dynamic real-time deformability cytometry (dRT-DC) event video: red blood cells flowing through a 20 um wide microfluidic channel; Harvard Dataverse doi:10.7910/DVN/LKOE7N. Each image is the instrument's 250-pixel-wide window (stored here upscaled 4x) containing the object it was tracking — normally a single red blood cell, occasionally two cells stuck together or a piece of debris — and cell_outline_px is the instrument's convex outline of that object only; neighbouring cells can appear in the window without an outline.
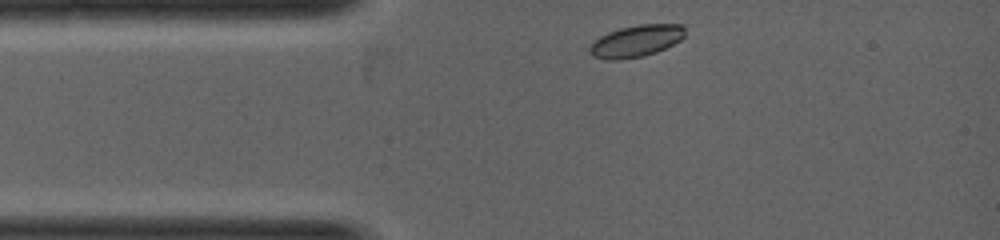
{"species": "common noctule bat (a hibernating species)", "species_latin": "Nyctalus noctula", "temperature_condition": "warm", "stored_images_in_passage": 25, "camera_frame_rate_fps": 5000, "um_per_image_px": 0.085, "animal": {"sex": "female", "body_mass_g": 19.0, "forearm_length_mm": 53.3}, "frame": {"image": 1, "passage_image": 1, "time_ms": 0.0, "image_size_px": [1000, 240], "cell_outline_px": [[684, 36], [680, 40], [656, 52], [644, 56], [620, 60], [608, 60], [592, 56], [588, 52], [588, 48], [592, 40], [608, 32], [620, 28], [636, 24], [684, 24]], "centroid_in_image_um": [54.01, 3.49], "position_along_channel_um": 31.0, "area_um2": 17.92}}
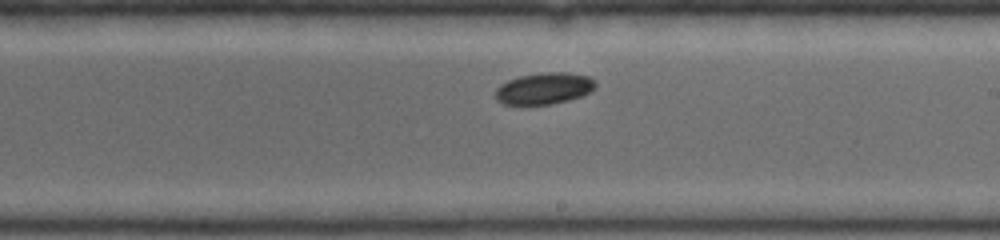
{"frame": {"image": 2, "passage_image": 15, "time_ms": 2.8, "image_size_px": [1000, 240], "cell_outline_px": [[596, 84], [588, 92], [580, 96], [568, 100], [548, 104], [504, 104], [496, 100], [496, 88], [500, 84], [508, 80], [520, 76], [540, 72], [568, 72], [592, 76], [596, 80]], "centroid_in_image_um": [46.25, 7.49], "position_along_channel_um": 242.7, "area_um2": 18.38}}
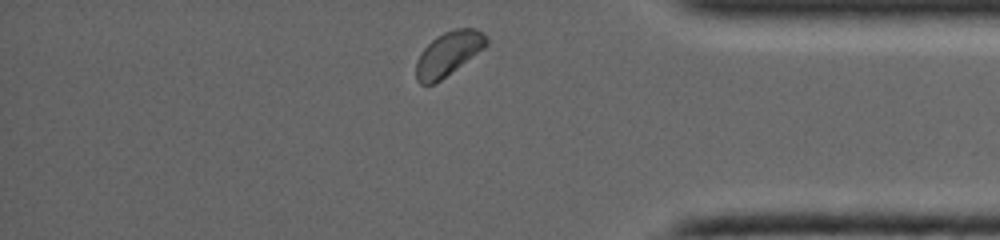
{"frame": {"image": 3, "passage_image": 25, "time_ms": 4.8, "image_size_px": [1000, 240], "cell_outline_px": [[488, 44], [484, 48], [436, 84], [420, 84], [416, 80], [416, 60], [420, 52], [436, 36], [444, 32], [456, 28], [476, 28], [484, 32], [488, 40]], "centroid_in_image_um": [38.11, 4.56], "position_along_channel_um": 397.1, "area_um2": 18.21}}